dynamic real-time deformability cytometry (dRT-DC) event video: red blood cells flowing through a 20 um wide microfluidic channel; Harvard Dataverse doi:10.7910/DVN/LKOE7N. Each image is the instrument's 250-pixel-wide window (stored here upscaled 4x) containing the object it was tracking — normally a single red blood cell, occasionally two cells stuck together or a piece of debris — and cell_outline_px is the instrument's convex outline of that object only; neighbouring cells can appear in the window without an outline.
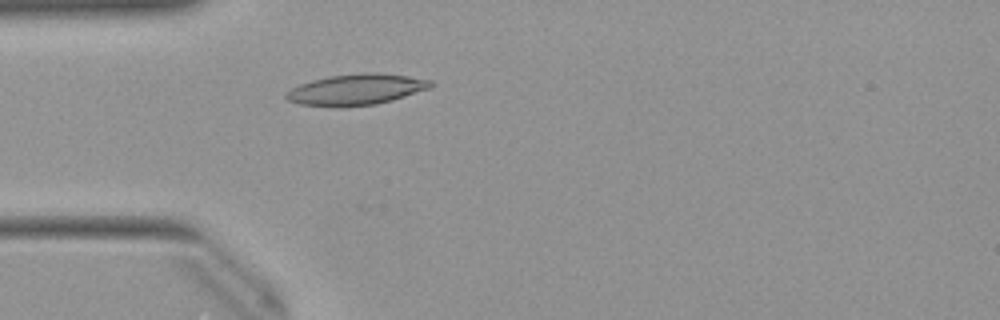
{"species": "Egyptian fruit bat (a non-hibernating species)", "species_latin": "Rousettus aegyptiacus", "temperature_condition": "warm", "stored_images_in_passage": 13, "camera_frame_rate_fps": 3000, "um_per_image_px": 0.085, "animal": {"sex": "female"}, "frame": {"image": 1, "passage_image": 4, "time_ms": 1.0, "image_size_px": [1000, 320], "cell_outline_px": [[436, 84], [432, 88], [392, 100], [376, 104], [336, 108], [300, 104], [288, 100], [284, 96], [284, 92], [300, 84], [312, 80], [328, 76], [364, 72], [368, 72], [408, 76], [432, 80]], "centroid_in_image_um": [30.28, 7.62], "position_along_channel_um": 54.7, "area_um2": 26.41}}
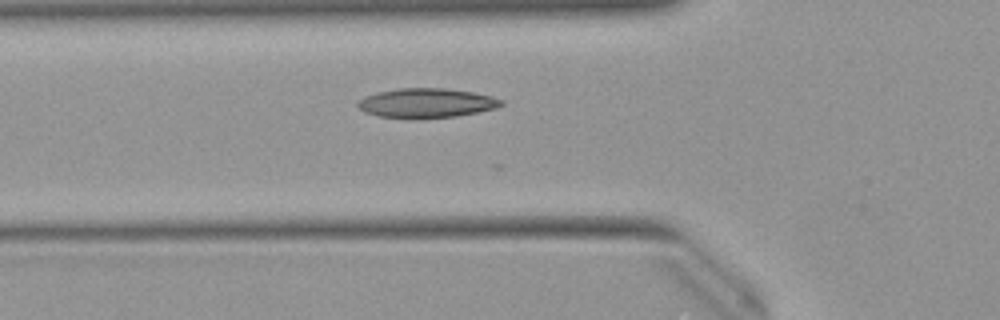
{"frame": {"image": 2, "passage_image": 7, "time_ms": 2.0, "image_size_px": [1000, 320], "cell_outline_px": [[504, 104], [496, 108], [456, 116], [416, 120], [380, 116], [364, 112], [356, 104], [364, 96], [396, 88], [444, 88], [472, 92], [492, 96], [504, 100]], "centroid_in_image_um": [36.25, 8.77], "position_along_channel_um": 89.5, "area_um2": 24.85}}
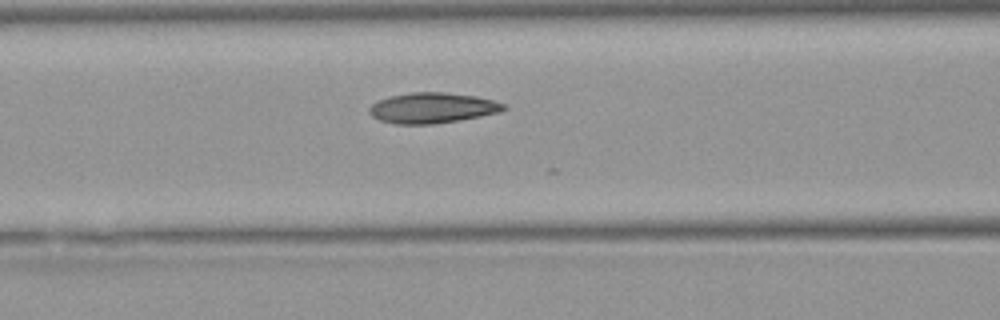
{"frame": {"image": 3, "passage_image": 10, "time_ms": 3.0, "image_size_px": [1000, 320], "cell_outline_px": [[508, 108], [500, 112], [460, 120], [436, 124], [396, 124], [380, 120], [372, 116], [368, 112], [368, 108], [376, 100], [388, 96], [412, 92], [444, 92], [476, 96], [508, 104]], "centroid_in_image_um": [36.75, 9.17], "position_along_channel_um": 129.9, "area_um2": 24.16}}